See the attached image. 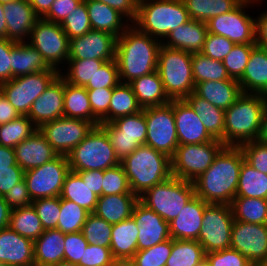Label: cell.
<instances>
[{"label":"cell","mask_w":267,"mask_h":266,"mask_svg":"<svg viewBox=\"0 0 267 266\" xmlns=\"http://www.w3.org/2000/svg\"><path fill=\"white\" fill-rule=\"evenodd\" d=\"M244 160L239 146H224L211 166L193 181L195 195L207 203L230 205L236 197Z\"/></svg>","instance_id":"cell-1"},{"label":"cell","mask_w":267,"mask_h":266,"mask_svg":"<svg viewBox=\"0 0 267 266\" xmlns=\"http://www.w3.org/2000/svg\"><path fill=\"white\" fill-rule=\"evenodd\" d=\"M142 33L133 25L118 38L116 44V62L120 82L132 80L157 70L158 54L162 42Z\"/></svg>","instance_id":"cell-2"},{"label":"cell","mask_w":267,"mask_h":266,"mask_svg":"<svg viewBox=\"0 0 267 266\" xmlns=\"http://www.w3.org/2000/svg\"><path fill=\"white\" fill-rule=\"evenodd\" d=\"M266 107L263 94L242 93L225 110L224 145L240 146L257 140Z\"/></svg>","instance_id":"cell-3"},{"label":"cell","mask_w":267,"mask_h":266,"mask_svg":"<svg viewBox=\"0 0 267 266\" xmlns=\"http://www.w3.org/2000/svg\"><path fill=\"white\" fill-rule=\"evenodd\" d=\"M121 164L132 193L138 197L172 176L170 157L146 144L140 145Z\"/></svg>","instance_id":"cell-4"},{"label":"cell","mask_w":267,"mask_h":266,"mask_svg":"<svg viewBox=\"0 0 267 266\" xmlns=\"http://www.w3.org/2000/svg\"><path fill=\"white\" fill-rule=\"evenodd\" d=\"M189 20L182 0H139L133 26L158 40L165 39L172 30Z\"/></svg>","instance_id":"cell-5"},{"label":"cell","mask_w":267,"mask_h":266,"mask_svg":"<svg viewBox=\"0 0 267 266\" xmlns=\"http://www.w3.org/2000/svg\"><path fill=\"white\" fill-rule=\"evenodd\" d=\"M157 71L171 100L184 99L194 92L192 53L161 45Z\"/></svg>","instance_id":"cell-6"},{"label":"cell","mask_w":267,"mask_h":266,"mask_svg":"<svg viewBox=\"0 0 267 266\" xmlns=\"http://www.w3.org/2000/svg\"><path fill=\"white\" fill-rule=\"evenodd\" d=\"M71 171L106 170L118 160L106 132L98 125L68 155Z\"/></svg>","instance_id":"cell-7"},{"label":"cell","mask_w":267,"mask_h":266,"mask_svg":"<svg viewBox=\"0 0 267 266\" xmlns=\"http://www.w3.org/2000/svg\"><path fill=\"white\" fill-rule=\"evenodd\" d=\"M194 196L193 182L171 176L148 189L139 200L170 223Z\"/></svg>","instance_id":"cell-8"},{"label":"cell","mask_w":267,"mask_h":266,"mask_svg":"<svg viewBox=\"0 0 267 266\" xmlns=\"http://www.w3.org/2000/svg\"><path fill=\"white\" fill-rule=\"evenodd\" d=\"M225 145L221 140L199 144L179 145L171 160V174L176 178L193 182L213 163Z\"/></svg>","instance_id":"cell-9"},{"label":"cell","mask_w":267,"mask_h":266,"mask_svg":"<svg viewBox=\"0 0 267 266\" xmlns=\"http://www.w3.org/2000/svg\"><path fill=\"white\" fill-rule=\"evenodd\" d=\"M99 126L106 132L120 162L146 142L147 124L144 108L138 113L122 116Z\"/></svg>","instance_id":"cell-10"},{"label":"cell","mask_w":267,"mask_h":266,"mask_svg":"<svg viewBox=\"0 0 267 266\" xmlns=\"http://www.w3.org/2000/svg\"><path fill=\"white\" fill-rule=\"evenodd\" d=\"M60 74L58 69L51 67L49 70L13 78L3 83V95L20 115H28L32 103Z\"/></svg>","instance_id":"cell-11"},{"label":"cell","mask_w":267,"mask_h":266,"mask_svg":"<svg viewBox=\"0 0 267 266\" xmlns=\"http://www.w3.org/2000/svg\"><path fill=\"white\" fill-rule=\"evenodd\" d=\"M147 124L145 144L172 157L179 146L173 112V100L161 106L144 108Z\"/></svg>","instance_id":"cell-12"},{"label":"cell","mask_w":267,"mask_h":266,"mask_svg":"<svg viewBox=\"0 0 267 266\" xmlns=\"http://www.w3.org/2000/svg\"><path fill=\"white\" fill-rule=\"evenodd\" d=\"M233 222L234 217L230 205L209 203L206 206L197 240L205 253L230 248Z\"/></svg>","instance_id":"cell-13"},{"label":"cell","mask_w":267,"mask_h":266,"mask_svg":"<svg viewBox=\"0 0 267 266\" xmlns=\"http://www.w3.org/2000/svg\"><path fill=\"white\" fill-rule=\"evenodd\" d=\"M70 171L67 156L59 155L42 166L24 172L32 201L60 196L65 177Z\"/></svg>","instance_id":"cell-14"},{"label":"cell","mask_w":267,"mask_h":266,"mask_svg":"<svg viewBox=\"0 0 267 266\" xmlns=\"http://www.w3.org/2000/svg\"><path fill=\"white\" fill-rule=\"evenodd\" d=\"M30 45L39 51L45 62L58 69V64L69 57V39L61 25L39 18L29 36Z\"/></svg>","instance_id":"cell-15"},{"label":"cell","mask_w":267,"mask_h":266,"mask_svg":"<svg viewBox=\"0 0 267 266\" xmlns=\"http://www.w3.org/2000/svg\"><path fill=\"white\" fill-rule=\"evenodd\" d=\"M260 0H243L231 12L218 15L207 22L208 33L224 36L235 44H255L256 20L243 8Z\"/></svg>","instance_id":"cell-16"},{"label":"cell","mask_w":267,"mask_h":266,"mask_svg":"<svg viewBox=\"0 0 267 266\" xmlns=\"http://www.w3.org/2000/svg\"><path fill=\"white\" fill-rule=\"evenodd\" d=\"M94 127L95 125L87 120L63 116L42 124L38 130L58 155L67 156Z\"/></svg>","instance_id":"cell-17"},{"label":"cell","mask_w":267,"mask_h":266,"mask_svg":"<svg viewBox=\"0 0 267 266\" xmlns=\"http://www.w3.org/2000/svg\"><path fill=\"white\" fill-rule=\"evenodd\" d=\"M230 248L240 252L254 266L267 262V224L234 220Z\"/></svg>","instance_id":"cell-18"},{"label":"cell","mask_w":267,"mask_h":266,"mask_svg":"<svg viewBox=\"0 0 267 266\" xmlns=\"http://www.w3.org/2000/svg\"><path fill=\"white\" fill-rule=\"evenodd\" d=\"M117 37L107 32L90 30L69 40L68 60L101 59L111 61L116 56Z\"/></svg>","instance_id":"cell-19"},{"label":"cell","mask_w":267,"mask_h":266,"mask_svg":"<svg viewBox=\"0 0 267 266\" xmlns=\"http://www.w3.org/2000/svg\"><path fill=\"white\" fill-rule=\"evenodd\" d=\"M131 217L139 229L138 250L148 249L171 238L169 223L140 200L135 204Z\"/></svg>","instance_id":"cell-20"},{"label":"cell","mask_w":267,"mask_h":266,"mask_svg":"<svg viewBox=\"0 0 267 266\" xmlns=\"http://www.w3.org/2000/svg\"><path fill=\"white\" fill-rule=\"evenodd\" d=\"M173 112L179 145L213 141L197 113L184 99L173 100Z\"/></svg>","instance_id":"cell-21"},{"label":"cell","mask_w":267,"mask_h":266,"mask_svg":"<svg viewBox=\"0 0 267 266\" xmlns=\"http://www.w3.org/2000/svg\"><path fill=\"white\" fill-rule=\"evenodd\" d=\"M64 88L65 80L59 75L32 103L27 116L37 128L64 116Z\"/></svg>","instance_id":"cell-22"},{"label":"cell","mask_w":267,"mask_h":266,"mask_svg":"<svg viewBox=\"0 0 267 266\" xmlns=\"http://www.w3.org/2000/svg\"><path fill=\"white\" fill-rule=\"evenodd\" d=\"M0 265L35 266L33 240L9 227L0 230Z\"/></svg>","instance_id":"cell-23"},{"label":"cell","mask_w":267,"mask_h":266,"mask_svg":"<svg viewBox=\"0 0 267 266\" xmlns=\"http://www.w3.org/2000/svg\"><path fill=\"white\" fill-rule=\"evenodd\" d=\"M13 149L16 163L24 172L40 167L59 156L38 129Z\"/></svg>","instance_id":"cell-24"},{"label":"cell","mask_w":267,"mask_h":266,"mask_svg":"<svg viewBox=\"0 0 267 266\" xmlns=\"http://www.w3.org/2000/svg\"><path fill=\"white\" fill-rule=\"evenodd\" d=\"M209 203L195 195L169 223L170 235L177 240H198L203 214Z\"/></svg>","instance_id":"cell-25"},{"label":"cell","mask_w":267,"mask_h":266,"mask_svg":"<svg viewBox=\"0 0 267 266\" xmlns=\"http://www.w3.org/2000/svg\"><path fill=\"white\" fill-rule=\"evenodd\" d=\"M4 17L7 25V39L24 42L39 19L28 0L4 4Z\"/></svg>","instance_id":"cell-26"},{"label":"cell","mask_w":267,"mask_h":266,"mask_svg":"<svg viewBox=\"0 0 267 266\" xmlns=\"http://www.w3.org/2000/svg\"><path fill=\"white\" fill-rule=\"evenodd\" d=\"M207 34V23L190 19L172 30L166 37L167 43L162 42V45L189 53H199L203 48Z\"/></svg>","instance_id":"cell-27"},{"label":"cell","mask_w":267,"mask_h":266,"mask_svg":"<svg viewBox=\"0 0 267 266\" xmlns=\"http://www.w3.org/2000/svg\"><path fill=\"white\" fill-rule=\"evenodd\" d=\"M194 93L214 106L227 110L242 91L238 80L228 79L197 83Z\"/></svg>","instance_id":"cell-28"},{"label":"cell","mask_w":267,"mask_h":266,"mask_svg":"<svg viewBox=\"0 0 267 266\" xmlns=\"http://www.w3.org/2000/svg\"><path fill=\"white\" fill-rule=\"evenodd\" d=\"M242 93L263 94L267 90V49L256 46L250 54L242 77Z\"/></svg>","instance_id":"cell-29"},{"label":"cell","mask_w":267,"mask_h":266,"mask_svg":"<svg viewBox=\"0 0 267 266\" xmlns=\"http://www.w3.org/2000/svg\"><path fill=\"white\" fill-rule=\"evenodd\" d=\"M139 197L135 194L99 196L94 213L110 224H117L132 216Z\"/></svg>","instance_id":"cell-30"},{"label":"cell","mask_w":267,"mask_h":266,"mask_svg":"<svg viewBox=\"0 0 267 266\" xmlns=\"http://www.w3.org/2000/svg\"><path fill=\"white\" fill-rule=\"evenodd\" d=\"M11 79L49 70L51 67L45 62L37 49L29 43L15 42L11 49Z\"/></svg>","instance_id":"cell-31"},{"label":"cell","mask_w":267,"mask_h":266,"mask_svg":"<svg viewBox=\"0 0 267 266\" xmlns=\"http://www.w3.org/2000/svg\"><path fill=\"white\" fill-rule=\"evenodd\" d=\"M142 108L161 106L171 102L164 90L158 71L143 75L128 83Z\"/></svg>","instance_id":"cell-32"},{"label":"cell","mask_w":267,"mask_h":266,"mask_svg":"<svg viewBox=\"0 0 267 266\" xmlns=\"http://www.w3.org/2000/svg\"><path fill=\"white\" fill-rule=\"evenodd\" d=\"M65 233L58 229L44 230L33 241L35 266H50L64 260Z\"/></svg>","instance_id":"cell-33"},{"label":"cell","mask_w":267,"mask_h":266,"mask_svg":"<svg viewBox=\"0 0 267 266\" xmlns=\"http://www.w3.org/2000/svg\"><path fill=\"white\" fill-rule=\"evenodd\" d=\"M139 229L132 217L113 224L110 249L114 259H132L138 251Z\"/></svg>","instance_id":"cell-34"},{"label":"cell","mask_w":267,"mask_h":266,"mask_svg":"<svg viewBox=\"0 0 267 266\" xmlns=\"http://www.w3.org/2000/svg\"><path fill=\"white\" fill-rule=\"evenodd\" d=\"M86 7L92 30L107 32L118 38L129 26L122 23L121 13L104 3L86 0Z\"/></svg>","instance_id":"cell-35"},{"label":"cell","mask_w":267,"mask_h":266,"mask_svg":"<svg viewBox=\"0 0 267 266\" xmlns=\"http://www.w3.org/2000/svg\"><path fill=\"white\" fill-rule=\"evenodd\" d=\"M184 100L197 113L208 133L224 144L225 110L214 106L192 92Z\"/></svg>","instance_id":"cell-36"},{"label":"cell","mask_w":267,"mask_h":266,"mask_svg":"<svg viewBox=\"0 0 267 266\" xmlns=\"http://www.w3.org/2000/svg\"><path fill=\"white\" fill-rule=\"evenodd\" d=\"M64 117L87 120L95 126L100 124L92 113L87 89L67 82L64 88Z\"/></svg>","instance_id":"cell-37"},{"label":"cell","mask_w":267,"mask_h":266,"mask_svg":"<svg viewBox=\"0 0 267 266\" xmlns=\"http://www.w3.org/2000/svg\"><path fill=\"white\" fill-rule=\"evenodd\" d=\"M60 198L73 201L89 213H94L99 196L91 191L77 172L70 170L65 177Z\"/></svg>","instance_id":"cell-38"},{"label":"cell","mask_w":267,"mask_h":266,"mask_svg":"<svg viewBox=\"0 0 267 266\" xmlns=\"http://www.w3.org/2000/svg\"><path fill=\"white\" fill-rule=\"evenodd\" d=\"M190 19L207 23L211 18L231 12L243 0H182Z\"/></svg>","instance_id":"cell-39"},{"label":"cell","mask_w":267,"mask_h":266,"mask_svg":"<svg viewBox=\"0 0 267 266\" xmlns=\"http://www.w3.org/2000/svg\"><path fill=\"white\" fill-rule=\"evenodd\" d=\"M9 228L33 241L38 239L44 232L41 220L33 205L12 209Z\"/></svg>","instance_id":"cell-40"},{"label":"cell","mask_w":267,"mask_h":266,"mask_svg":"<svg viewBox=\"0 0 267 266\" xmlns=\"http://www.w3.org/2000/svg\"><path fill=\"white\" fill-rule=\"evenodd\" d=\"M205 254L197 240L172 239V251L165 266H200Z\"/></svg>","instance_id":"cell-41"},{"label":"cell","mask_w":267,"mask_h":266,"mask_svg":"<svg viewBox=\"0 0 267 266\" xmlns=\"http://www.w3.org/2000/svg\"><path fill=\"white\" fill-rule=\"evenodd\" d=\"M236 197L267 199V175L249 165H241Z\"/></svg>","instance_id":"cell-42"},{"label":"cell","mask_w":267,"mask_h":266,"mask_svg":"<svg viewBox=\"0 0 267 266\" xmlns=\"http://www.w3.org/2000/svg\"><path fill=\"white\" fill-rule=\"evenodd\" d=\"M230 206L234 220L267 224V199L235 197Z\"/></svg>","instance_id":"cell-43"},{"label":"cell","mask_w":267,"mask_h":266,"mask_svg":"<svg viewBox=\"0 0 267 266\" xmlns=\"http://www.w3.org/2000/svg\"><path fill=\"white\" fill-rule=\"evenodd\" d=\"M132 87L128 83L120 82L113 88V94L109 105V122L116 118L132 115L142 111Z\"/></svg>","instance_id":"cell-44"},{"label":"cell","mask_w":267,"mask_h":266,"mask_svg":"<svg viewBox=\"0 0 267 266\" xmlns=\"http://www.w3.org/2000/svg\"><path fill=\"white\" fill-rule=\"evenodd\" d=\"M192 70L195 85L204 81L232 79L224 67L223 61L214 60L199 53H192Z\"/></svg>","instance_id":"cell-45"},{"label":"cell","mask_w":267,"mask_h":266,"mask_svg":"<svg viewBox=\"0 0 267 266\" xmlns=\"http://www.w3.org/2000/svg\"><path fill=\"white\" fill-rule=\"evenodd\" d=\"M37 129L27 115H20L16 119L0 125V145L14 148Z\"/></svg>","instance_id":"cell-46"},{"label":"cell","mask_w":267,"mask_h":266,"mask_svg":"<svg viewBox=\"0 0 267 266\" xmlns=\"http://www.w3.org/2000/svg\"><path fill=\"white\" fill-rule=\"evenodd\" d=\"M69 63V72L66 75L60 76L65 82L84 87L88 82H92L93 76L99 68L105 63L101 59H81V60H67Z\"/></svg>","instance_id":"cell-47"},{"label":"cell","mask_w":267,"mask_h":266,"mask_svg":"<svg viewBox=\"0 0 267 266\" xmlns=\"http://www.w3.org/2000/svg\"><path fill=\"white\" fill-rule=\"evenodd\" d=\"M60 212L57 229L65 234L80 232L89 214L73 201L62 198Z\"/></svg>","instance_id":"cell-48"},{"label":"cell","mask_w":267,"mask_h":266,"mask_svg":"<svg viewBox=\"0 0 267 266\" xmlns=\"http://www.w3.org/2000/svg\"><path fill=\"white\" fill-rule=\"evenodd\" d=\"M112 227V224L106 222L95 213H89L81 233L88 244L110 248Z\"/></svg>","instance_id":"cell-49"},{"label":"cell","mask_w":267,"mask_h":266,"mask_svg":"<svg viewBox=\"0 0 267 266\" xmlns=\"http://www.w3.org/2000/svg\"><path fill=\"white\" fill-rule=\"evenodd\" d=\"M172 251V238L148 249L138 250L132 260L136 266H165Z\"/></svg>","instance_id":"cell-50"},{"label":"cell","mask_w":267,"mask_h":266,"mask_svg":"<svg viewBox=\"0 0 267 266\" xmlns=\"http://www.w3.org/2000/svg\"><path fill=\"white\" fill-rule=\"evenodd\" d=\"M256 44H235L230 53L224 58L223 64L230 78L239 80L246 68L251 51Z\"/></svg>","instance_id":"cell-51"},{"label":"cell","mask_w":267,"mask_h":266,"mask_svg":"<svg viewBox=\"0 0 267 266\" xmlns=\"http://www.w3.org/2000/svg\"><path fill=\"white\" fill-rule=\"evenodd\" d=\"M60 25L67 34L69 40L78 36H83L85 33L92 30L86 7V0H83L76 7V10H73Z\"/></svg>","instance_id":"cell-52"},{"label":"cell","mask_w":267,"mask_h":266,"mask_svg":"<svg viewBox=\"0 0 267 266\" xmlns=\"http://www.w3.org/2000/svg\"><path fill=\"white\" fill-rule=\"evenodd\" d=\"M133 194L122 164L104 170L102 195Z\"/></svg>","instance_id":"cell-53"},{"label":"cell","mask_w":267,"mask_h":266,"mask_svg":"<svg viewBox=\"0 0 267 266\" xmlns=\"http://www.w3.org/2000/svg\"><path fill=\"white\" fill-rule=\"evenodd\" d=\"M44 230L57 229L60 217L61 198L60 196L41 198L32 201Z\"/></svg>","instance_id":"cell-54"},{"label":"cell","mask_w":267,"mask_h":266,"mask_svg":"<svg viewBox=\"0 0 267 266\" xmlns=\"http://www.w3.org/2000/svg\"><path fill=\"white\" fill-rule=\"evenodd\" d=\"M120 83L119 71L116 59L106 61L93 76L92 82L84 87L87 90L98 88H114Z\"/></svg>","instance_id":"cell-55"},{"label":"cell","mask_w":267,"mask_h":266,"mask_svg":"<svg viewBox=\"0 0 267 266\" xmlns=\"http://www.w3.org/2000/svg\"><path fill=\"white\" fill-rule=\"evenodd\" d=\"M93 115L101 123H109V105L113 88H98L87 90Z\"/></svg>","instance_id":"cell-56"},{"label":"cell","mask_w":267,"mask_h":266,"mask_svg":"<svg viewBox=\"0 0 267 266\" xmlns=\"http://www.w3.org/2000/svg\"><path fill=\"white\" fill-rule=\"evenodd\" d=\"M245 161L257 171L267 175V144L254 140L239 146Z\"/></svg>","instance_id":"cell-57"},{"label":"cell","mask_w":267,"mask_h":266,"mask_svg":"<svg viewBox=\"0 0 267 266\" xmlns=\"http://www.w3.org/2000/svg\"><path fill=\"white\" fill-rule=\"evenodd\" d=\"M234 46L235 43L228 38L208 33L201 53L214 60L223 61Z\"/></svg>","instance_id":"cell-58"},{"label":"cell","mask_w":267,"mask_h":266,"mask_svg":"<svg viewBox=\"0 0 267 266\" xmlns=\"http://www.w3.org/2000/svg\"><path fill=\"white\" fill-rule=\"evenodd\" d=\"M205 260L211 266H254L240 252L231 248L206 253Z\"/></svg>","instance_id":"cell-59"},{"label":"cell","mask_w":267,"mask_h":266,"mask_svg":"<svg viewBox=\"0 0 267 266\" xmlns=\"http://www.w3.org/2000/svg\"><path fill=\"white\" fill-rule=\"evenodd\" d=\"M87 245L88 242L81 231L65 234L64 260L74 264H78L79 261H83V254Z\"/></svg>","instance_id":"cell-60"},{"label":"cell","mask_w":267,"mask_h":266,"mask_svg":"<svg viewBox=\"0 0 267 266\" xmlns=\"http://www.w3.org/2000/svg\"><path fill=\"white\" fill-rule=\"evenodd\" d=\"M114 260L109 247L88 244L84 250L83 261L79 266H110Z\"/></svg>","instance_id":"cell-61"},{"label":"cell","mask_w":267,"mask_h":266,"mask_svg":"<svg viewBox=\"0 0 267 266\" xmlns=\"http://www.w3.org/2000/svg\"><path fill=\"white\" fill-rule=\"evenodd\" d=\"M83 0H55L44 20L61 24Z\"/></svg>","instance_id":"cell-62"},{"label":"cell","mask_w":267,"mask_h":266,"mask_svg":"<svg viewBox=\"0 0 267 266\" xmlns=\"http://www.w3.org/2000/svg\"><path fill=\"white\" fill-rule=\"evenodd\" d=\"M5 202L11 209L32 205V199L27 189V183L23 178L4 196Z\"/></svg>","instance_id":"cell-63"},{"label":"cell","mask_w":267,"mask_h":266,"mask_svg":"<svg viewBox=\"0 0 267 266\" xmlns=\"http://www.w3.org/2000/svg\"><path fill=\"white\" fill-rule=\"evenodd\" d=\"M15 46V41L7 38H0V82L11 80V49Z\"/></svg>","instance_id":"cell-64"},{"label":"cell","mask_w":267,"mask_h":266,"mask_svg":"<svg viewBox=\"0 0 267 266\" xmlns=\"http://www.w3.org/2000/svg\"><path fill=\"white\" fill-rule=\"evenodd\" d=\"M23 178V169L0 170V196H5Z\"/></svg>","instance_id":"cell-65"},{"label":"cell","mask_w":267,"mask_h":266,"mask_svg":"<svg viewBox=\"0 0 267 266\" xmlns=\"http://www.w3.org/2000/svg\"><path fill=\"white\" fill-rule=\"evenodd\" d=\"M101 3H104L111 8H114L119 13H121L125 18H129L132 23L137 16V8L139 0H96Z\"/></svg>","instance_id":"cell-66"},{"label":"cell","mask_w":267,"mask_h":266,"mask_svg":"<svg viewBox=\"0 0 267 266\" xmlns=\"http://www.w3.org/2000/svg\"><path fill=\"white\" fill-rule=\"evenodd\" d=\"M84 183L88 185L91 191L97 196H102V183L104 170H90L77 172Z\"/></svg>","instance_id":"cell-67"},{"label":"cell","mask_w":267,"mask_h":266,"mask_svg":"<svg viewBox=\"0 0 267 266\" xmlns=\"http://www.w3.org/2000/svg\"><path fill=\"white\" fill-rule=\"evenodd\" d=\"M255 44L267 49V11L256 20Z\"/></svg>","instance_id":"cell-68"},{"label":"cell","mask_w":267,"mask_h":266,"mask_svg":"<svg viewBox=\"0 0 267 266\" xmlns=\"http://www.w3.org/2000/svg\"><path fill=\"white\" fill-rule=\"evenodd\" d=\"M2 169H22L16 163L13 148L0 145V170Z\"/></svg>","instance_id":"cell-69"},{"label":"cell","mask_w":267,"mask_h":266,"mask_svg":"<svg viewBox=\"0 0 267 266\" xmlns=\"http://www.w3.org/2000/svg\"><path fill=\"white\" fill-rule=\"evenodd\" d=\"M20 114L10 104L4 95L0 97V125L8 123L19 117Z\"/></svg>","instance_id":"cell-70"},{"label":"cell","mask_w":267,"mask_h":266,"mask_svg":"<svg viewBox=\"0 0 267 266\" xmlns=\"http://www.w3.org/2000/svg\"><path fill=\"white\" fill-rule=\"evenodd\" d=\"M54 1L55 0H28L39 18H43L49 12Z\"/></svg>","instance_id":"cell-71"},{"label":"cell","mask_w":267,"mask_h":266,"mask_svg":"<svg viewBox=\"0 0 267 266\" xmlns=\"http://www.w3.org/2000/svg\"><path fill=\"white\" fill-rule=\"evenodd\" d=\"M11 208L5 202L4 196H0V230L9 227Z\"/></svg>","instance_id":"cell-72"},{"label":"cell","mask_w":267,"mask_h":266,"mask_svg":"<svg viewBox=\"0 0 267 266\" xmlns=\"http://www.w3.org/2000/svg\"><path fill=\"white\" fill-rule=\"evenodd\" d=\"M257 140H259L262 143L267 144V107L263 114L261 128H260V132H259V136Z\"/></svg>","instance_id":"cell-73"},{"label":"cell","mask_w":267,"mask_h":266,"mask_svg":"<svg viewBox=\"0 0 267 266\" xmlns=\"http://www.w3.org/2000/svg\"><path fill=\"white\" fill-rule=\"evenodd\" d=\"M0 38H7V25L4 17V4L0 3Z\"/></svg>","instance_id":"cell-74"},{"label":"cell","mask_w":267,"mask_h":266,"mask_svg":"<svg viewBox=\"0 0 267 266\" xmlns=\"http://www.w3.org/2000/svg\"><path fill=\"white\" fill-rule=\"evenodd\" d=\"M110 266H136L132 259H114Z\"/></svg>","instance_id":"cell-75"},{"label":"cell","mask_w":267,"mask_h":266,"mask_svg":"<svg viewBox=\"0 0 267 266\" xmlns=\"http://www.w3.org/2000/svg\"><path fill=\"white\" fill-rule=\"evenodd\" d=\"M50 266H79V265L63 260L61 262H58L57 264H53V265H50Z\"/></svg>","instance_id":"cell-76"},{"label":"cell","mask_w":267,"mask_h":266,"mask_svg":"<svg viewBox=\"0 0 267 266\" xmlns=\"http://www.w3.org/2000/svg\"><path fill=\"white\" fill-rule=\"evenodd\" d=\"M14 1H19V0H0V3L6 4V3L14 2Z\"/></svg>","instance_id":"cell-77"},{"label":"cell","mask_w":267,"mask_h":266,"mask_svg":"<svg viewBox=\"0 0 267 266\" xmlns=\"http://www.w3.org/2000/svg\"><path fill=\"white\" fill-rule=\"evenodd\" d=\"M3 95V82H0V97Z\"/></svg>","instance_id":"cell-78"},{"label":"cell","mask_w":267,"mask_h":266,"mask_svg":"<svg viewBox=\"0 0 267 266\" xmlns=\"http://www.w3.org/2000/svg\"><path fill=\"white\" fill-rule=\"evenodd\" d=\"M200 266H211L206 260Z\"/></svg>","instance_id":"cell-79"},{"label":"cell","mask_w":267,"mask_h":266,"mask_svg":"<svg viewBox=\"0 0 267 266\" xmlns=\"http://www.w3.org/2000/svg\"><path fill=\"white\" fill-rule=\"evenodd\" d=\"M258 266H267V262H265V263H261V264L258 265Z\"/></svg>","instance_id":"cell-80"}]
</instances>
